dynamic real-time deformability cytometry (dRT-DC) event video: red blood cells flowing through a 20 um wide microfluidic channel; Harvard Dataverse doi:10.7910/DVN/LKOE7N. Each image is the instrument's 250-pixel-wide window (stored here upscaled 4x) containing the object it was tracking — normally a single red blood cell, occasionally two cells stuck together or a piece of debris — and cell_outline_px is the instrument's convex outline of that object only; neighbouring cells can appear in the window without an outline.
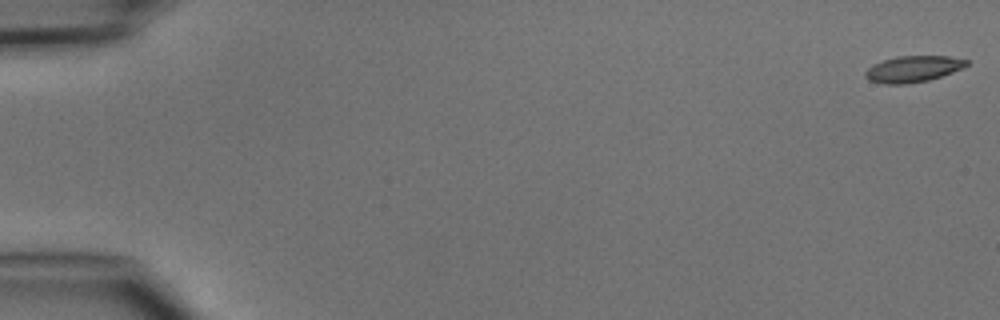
{"species": "common noctule bat (a hibernating species)", "species_latin": "Nyctalus noctula", "temperature_condition": "cold", "stored_images_in_passage": 7, "camera_frame_rate_fps": 3000, "um_per_image_px": 0.085, "animal": {"sex": "male", "body_mass_g": 15.6}, "frame": {"image": 1, "passage_image": 1, "time_ms": 0.0, "image_size_px": [1000, 320], "cell_outline_px": [[968, 64], [964, 68], [928, 80], [908, 84], [884, 84], [868, 80], [864, 76], [864, 72], [872, 64], [896, 56], [948, 56], [968, 60]], "centroid_in_image_um": [77.58, 5.86], "position_along_channel_um": 7.4, "area_um2": 15.55}}
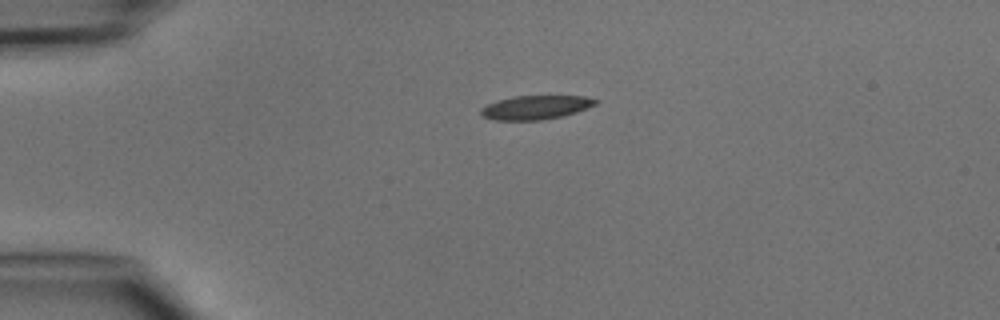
{"frame": {"image": 2, "passage_image": 4, "time_ms": 3.667, "image_size_px": [1000, 320], "cell_outline_px": [[596, 104], [576, 112], [560, 116], [540, 120], [496, 120], [480, 116], [480, 108], [496, 100], [512, 96], [584, 96], [596, 100]], "centroid_in_image_um": [45.45, 9.12], "position_along_channel_um": 39.6, "area_um2": 15.84}}